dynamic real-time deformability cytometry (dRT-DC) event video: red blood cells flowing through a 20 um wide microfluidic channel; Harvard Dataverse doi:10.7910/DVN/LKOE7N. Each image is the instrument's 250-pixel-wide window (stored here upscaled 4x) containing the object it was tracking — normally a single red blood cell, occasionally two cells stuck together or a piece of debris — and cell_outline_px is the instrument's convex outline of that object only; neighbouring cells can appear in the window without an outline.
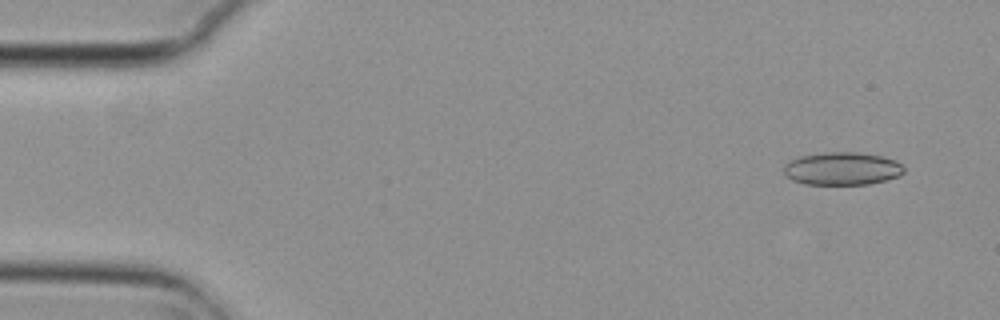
{"species": "common noctule bat (a hibernating species)", "species_latin": "Nyctalus noctula", "temperature_condition": "cold", "stored_images_in_passage": 4, "camera_frame_rate_fps": 3000, "um_per_image_px": 0.085, "animal": {"sex": "female", "body_mass_g": 29.2, "forearm_length_mm": 56.3}, "frame": {"image": 1, "passage_image": 1, "time_ms": 0.0, "image_size_px": [1000, 320], "cell_outline_px": [[904, 172], [900, 176], [888, 180], [868, 184], [804, 184], [792, 180], [784, 176], [784, 164], [788, 160], [800, 156], [824, 152], [860, 152], [880, 156], [896, 160], [904, 168]], "centroid_in_image_um": [71.56, 14.33], "position_along_channel_um": 13.4, "area_um2": 23.29}}
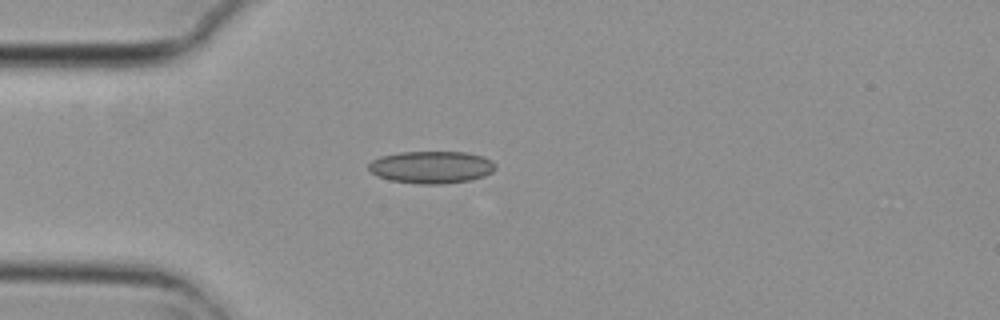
{"frame": {"image": 2, "passage_image": 4, "time_ms": 1.0, "image_size_px": [1000, 320], "cell_outline_px": [[496, 168], [492, 172], [484, 176], [468, 180], [440, 184], [420, 184], [392, 180], [376, 176], [368, 168], [368, 164], [372, 160], [380, 156], [400, 152], [468, 152], [492, 160], [496, 164]], "centroid_in_image_um": [36.67, 14.2], "position_along_channel_um": 48.3, "area_um2": 23.81}}